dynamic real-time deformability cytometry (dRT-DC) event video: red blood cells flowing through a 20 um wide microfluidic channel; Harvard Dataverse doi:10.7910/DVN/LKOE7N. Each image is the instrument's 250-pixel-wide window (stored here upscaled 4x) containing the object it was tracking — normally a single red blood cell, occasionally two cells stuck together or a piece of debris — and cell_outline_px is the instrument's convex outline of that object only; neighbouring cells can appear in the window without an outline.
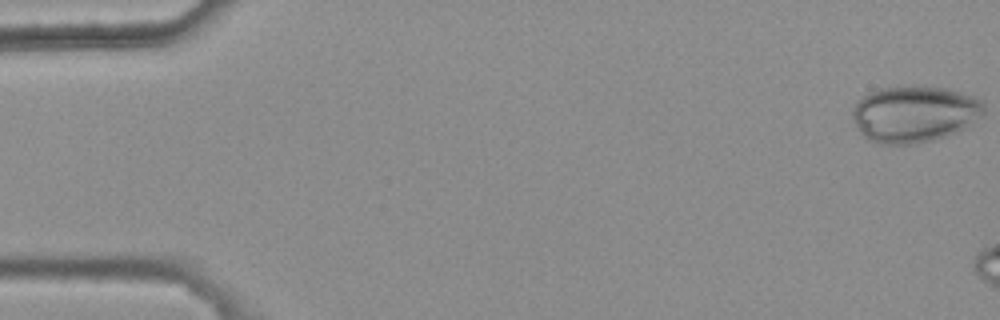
{"species": "common noctule bat (a hibernating species)", "species_latin": "Nyctalus noctula", "temperature_condition": "warm", "stored_images_in_passage": 3, "camera_frame_rate_fps": 3000, "um_per_image_px": 0.085, "animal": {"sex": "female", "body_mass_g": 25.1}, "frame": {"image": 1, "passage_image": 1, "time_ms": 0.0, "image_size_px": [1000, 320], "cell_outline_px": [[984, 116], [968, 128], [960, 132], [948, 136], [932, 140], [912, 144], [880, 144], [868, 140], [856, 128], [852, 120], [852, 108], [856, 100], [860, 96], [876, 88], [924, 84], [948, 88], [984, 100]], "centroid_in_image_um": [77.73, 9.66], "position_along_channel_um": 7.3, "area_um2": 44.85}}